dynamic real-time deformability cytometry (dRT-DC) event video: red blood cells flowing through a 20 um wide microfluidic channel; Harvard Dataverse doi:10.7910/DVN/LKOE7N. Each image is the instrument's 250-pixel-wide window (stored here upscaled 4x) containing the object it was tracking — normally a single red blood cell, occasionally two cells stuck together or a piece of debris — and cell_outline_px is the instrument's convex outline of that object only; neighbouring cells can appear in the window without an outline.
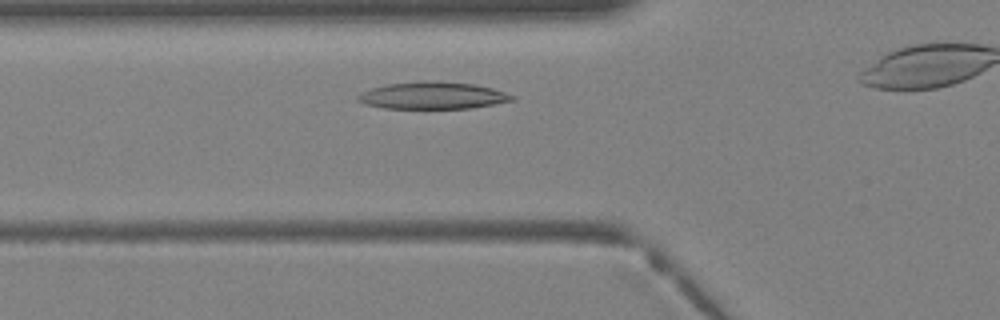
{"species": "Egyptian fruit bat (a non-hibernating species)", "species_latin": "Rousettus aegyptiacus", "temperature_condition": "warm", "stored_images_in_passage": 24, "camera_frame_rate_fps": 3000, "um_per_image_px": 0.085, "animal": {"sex": "female"}, "frame": {"image": 1, "passage_image": 3, "time_ms": 0.667, "image_size_px": [1000, 320], "cell_outline_px": [[516, 100], [472, 108], [384, 108], [368, 104], [356, 100], [356, 96], [360, 92], [372, 88], [388, 84], [424, 80], [432, 80], [472, 84], [492, 88], [516, 96]], "centroid_in_image_um": [36.79, 8.11], "position_along_channel_um": 89.0, "area_um2": 24.33}}
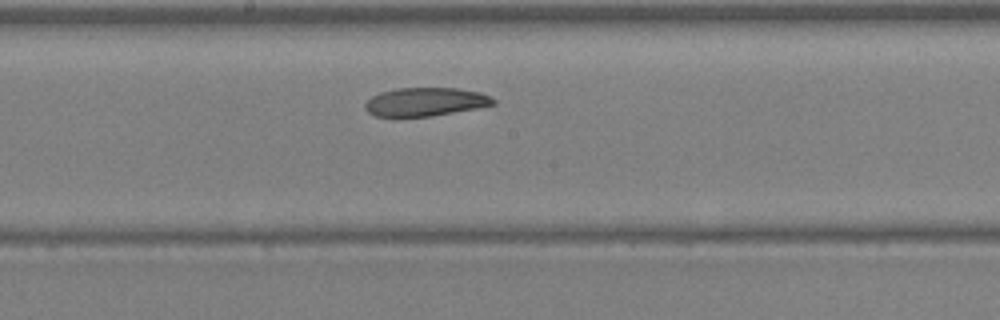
{"frame": {"image": 2, "passage_image": 10, "time_ms": 3.0, "image_size_px": [1000, 320], "cell_outline_px": [[496, 104], [476, 108], [432, 116], [376, 116], [368, 112], [364, 108], [364, 104], [372, 96], [380, 92], [400, 88], [456, 88], [480, 92], [496, 100]], "centroid_in_image_um": [36.15, 8.65], "position_along_channel_um": 212.0, "area_um2": 21.1}}
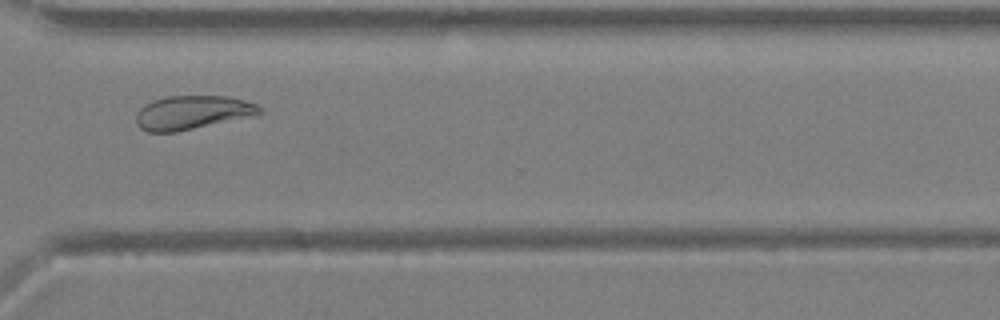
{"frame": {"image": 3, "passage_image": 19, "time_ms": 6.0, "image_size_px": [1000, 320], "cell_outline_px": [[264, 112], [256, 116], [176, 132], [148, 132], [140, 128], [136, 124], [136, 112], [144, 104], [152, 100], [168, 96], [228, 96], [244, 100], [256, 104], [264, 108]], "centroid_in_image_um": [16.38, 9.57], "position_along_channel_um": 354.2, "area_um2": 24.74}}